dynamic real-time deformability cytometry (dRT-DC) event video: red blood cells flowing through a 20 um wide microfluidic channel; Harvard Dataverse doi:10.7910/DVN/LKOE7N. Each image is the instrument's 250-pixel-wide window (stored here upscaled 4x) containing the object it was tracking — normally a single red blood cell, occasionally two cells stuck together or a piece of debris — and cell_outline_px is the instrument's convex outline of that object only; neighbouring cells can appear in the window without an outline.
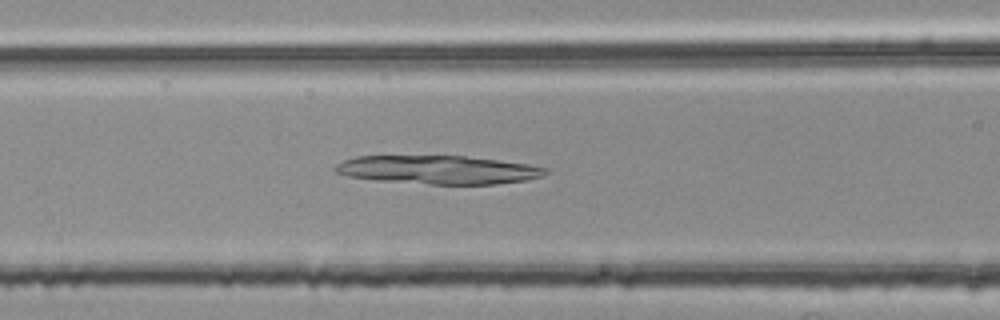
{"species": "common noctule bat (a hibernating species)", "species_latin": "Nyctalus noctula", "temperature_condition": "room temperature", "stored_images_in_passage": 38, "camera_frame_rate_fps": 3000, "um_per_image_px": 0.085, "animal": {"sex": "female", "body_mass_g": 25.1}, "frame": {"image": 1, "passage_image": 14, "time_ms": 4.333, "image_size_px": [1000, 320], "cell_outline_px": [[548, 172], [540, 176], [528, 180], [496, 184], [428, 184], [380, 180], [348, 176], [336, 172], [332, 168], [336, 164], [344, 160], [356, 156], [464, 156], [528, 164], [548, 168]], "centroid_in_image_um": [37.25, 14.43], "position_along_channel_um": 129.4, "area_um2": 34.68}}
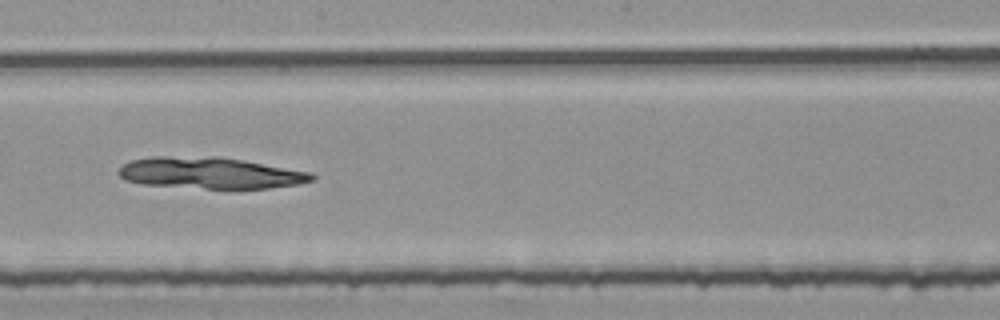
{"frame": {"image": 2, "passage_image": 22, "time_ms": 7.0, "image_size_px": [1000, 320], "cell_outline_px": [[316, 176], [312, 180], [300, 184], [268, 188], [204, 188], [144, 184], [124, 180], [120, 176], [120, 168], [124, 164], [132, 160], [152, 156], [216, 156], [244, 160], [312, 172]], "centroid_in_image_um": [17.9, 14.69], "position_along_channel_um": 230.3, "area_um2": 35.26}}
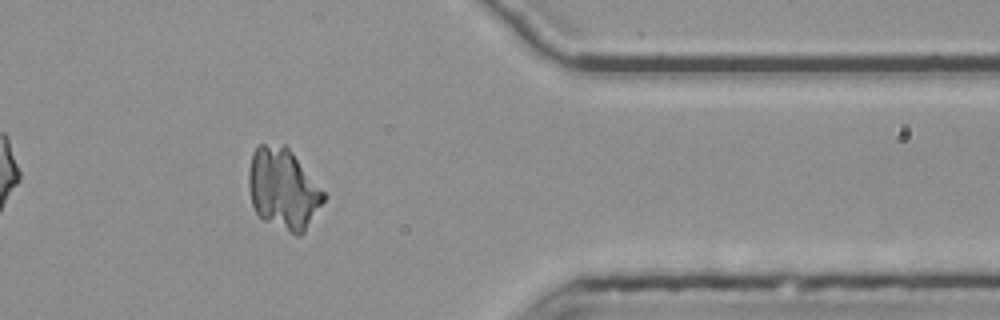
{"frame": {"image": 3, "passage_image": 36, "time_ms": 11.667, "image_size_px": [1000, 320], "cell_outline_px": [[328, 196], [304, 232], [300, 236], [296, 236], [264, 220], [256, 212], [252, 204], [248, 188], [248, 172], [252, 152], [260, 144], [284, 144], [292, 152]], "centroid_in_image_um": [24.07, 16.06], "position_along_channel_um": 387.3, "area_um2": 35.55}}